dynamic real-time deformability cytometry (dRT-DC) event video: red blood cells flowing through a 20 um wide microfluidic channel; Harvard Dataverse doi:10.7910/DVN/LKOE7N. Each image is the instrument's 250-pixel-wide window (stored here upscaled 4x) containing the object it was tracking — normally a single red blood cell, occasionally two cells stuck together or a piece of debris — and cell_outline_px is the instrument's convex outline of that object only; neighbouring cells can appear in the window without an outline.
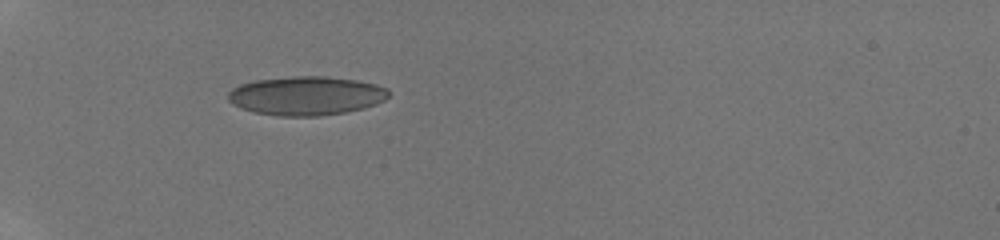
{"species": "human", "species_latin": "Homo sapiens", "temperature_condition": "room temperature", "stored_images_in_passage": 10, "camera_frame_rate_fps": 3000, "um_per_image_px": 0.085, "donor": {"sex": "male"}, "frame": {"image": 1, "passage_image": 1, "time_ms": 0.0, "image_size_px": [1000, 240], "cell_outline_px": [[392, 92], [384, 100], [376, 104], [364, 108], [344, 112], [320, 116], [280, 116], [252, 112], [240, 108], [232, 104], [228, 100], [228, 92], [232, 88], [240, 84], [256, 80], [292, 76], [324, 76], [356, 80], [376, 84], [388, 88]], "centroid_in_image_um": [26.03, 8.14], "position_along_channel_um": 59.0, "area_um2": 36.65}}
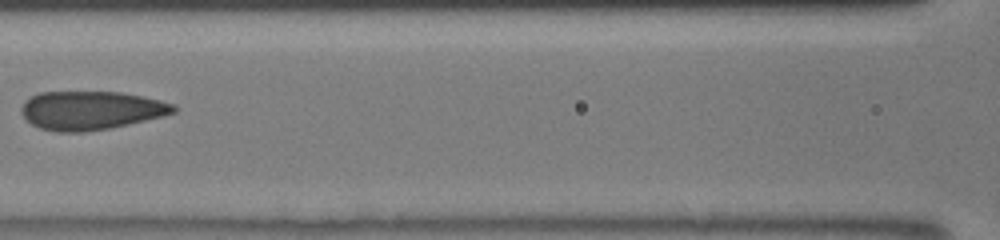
{"frame": {"image": 2, "passage_image": 6, "time_ms": 3.0, "image_size_px": [1000, 240], "cell_outline_px": [[176, 112], [164, 116], [112, 128], [84, 132], [56, 132], [40, 128], [24, 120], [20, 112], [20, 108], [24, 100], [40, 92], [120, 92], [160, 100], [176, 104]], "centroid_in_image_um": [7.71, 9.39], "position_along_channel_um": 158.9, "area_um2": 34.62}}
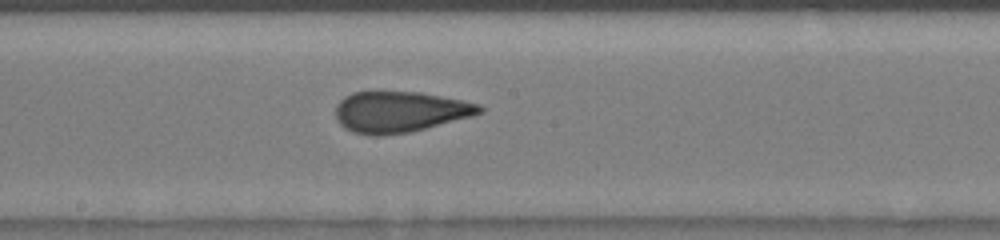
{"frame": {"image": 3, "passage_image": 8, "time_ms": 4.333, "image_size_px": [1000, 240], "cell_outline_px": [[484, 112], [472, 116], [412, 132], [384, 136], [372, 136], [352, 132], [344, 128], [340, 124], [336, 116], [336, 104], [344, 96], [352, 92], [420, 92], [480, 104], [484, 108]], "centroid_in_image_um": [33.97, 9.52], "position_along_channel_um": 214.2, "area_um2": 34.56}}